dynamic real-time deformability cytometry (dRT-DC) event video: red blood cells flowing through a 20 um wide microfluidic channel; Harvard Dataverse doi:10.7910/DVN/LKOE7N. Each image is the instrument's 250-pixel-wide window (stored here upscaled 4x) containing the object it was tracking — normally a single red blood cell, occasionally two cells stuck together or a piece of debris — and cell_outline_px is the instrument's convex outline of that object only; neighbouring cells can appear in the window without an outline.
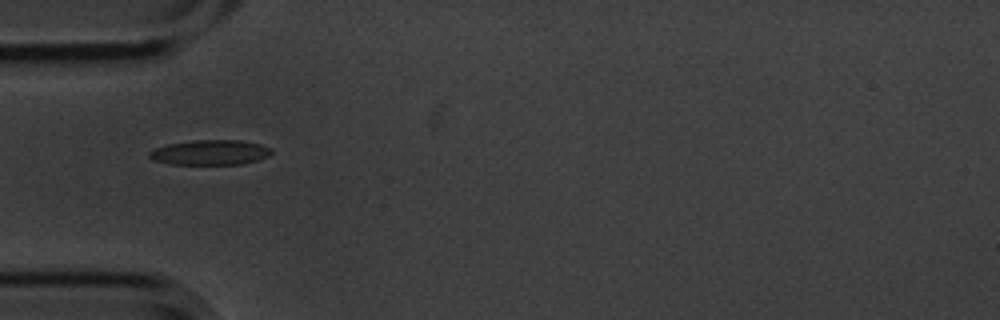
{"species": "common noctule bat (a hibernating species)", "species_latin": "Nyctalus noctula", "temperature_condition": "cold", "stored_images_in_passage": 7, "camera_frame_rate_fps": 3000, "um_per_image_px": 0.085, "animal": {"sex": "male", "body_mass_g": 20.1, "forearm_length_mm": 53.5}, "frame": {"image": 1, "passage_image": 1, "time_ms": 0.0, "image_size_px": [1000, 320], "cell_outline_px": [[272, 152], [268, 156], [260, 160], [244, 164], [168, 164], [152, 160], [148, 156], [148, 152], [156, 148], [168, 144], [192, 140], [240, 140], [260, 144], [272, 148]], "centroid_in_image_um": [17.87, 12.96], "position_along_channel_um": 67.1, "area_um2": 17.98}}
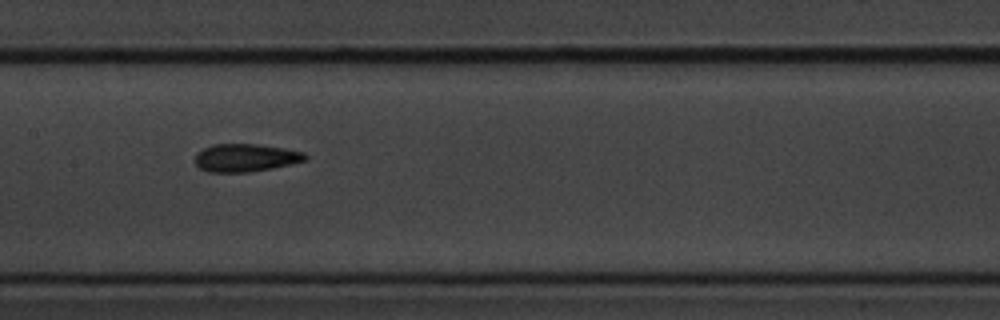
{"frame": {"image": 2, "passage_image": 4, "time_ms": 1.0, "image_size_px": [1000, 320], "cell_outline_px": [[308, 156], [304, 160], [272, 168], [248, 172], [208, 172], [200, 168], [192, 160], [196, 152], [212, 144], [256, 144], [284, 148], [304, 152]], "centroid_in_image_um": [20.8, 13.4], "position_along_channel_um": 186.6, "area_um2": 17.92}}
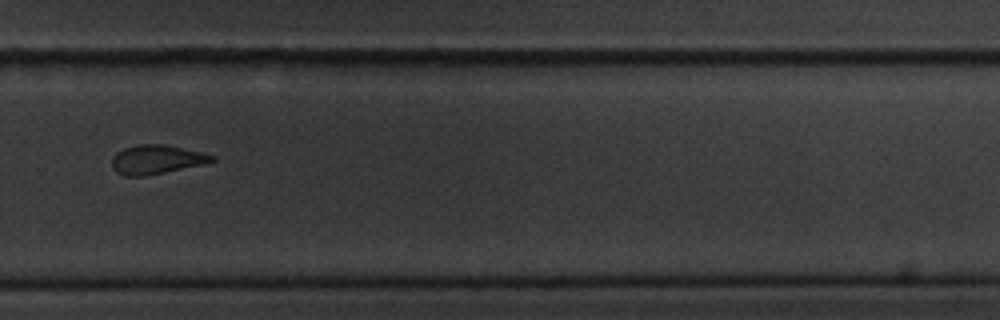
{"frame": {"image": 3, "passage_image": 7, "time_ms": 2.0, "image_size_px": [1000, 320], "cell_outline_px": [[216, 160], [200, 164], [164, 172], [144, 176], [124, 176], [116, 172], [112, 168], [112, 156], [116, 152], [124, 148], [140, 144], [164, 144], [200, 152], [216, 156]], "centroid_in_image_um": [13.24, 13.55], "position_along_channel_um": 316.6, "area_um2": 16.7}}